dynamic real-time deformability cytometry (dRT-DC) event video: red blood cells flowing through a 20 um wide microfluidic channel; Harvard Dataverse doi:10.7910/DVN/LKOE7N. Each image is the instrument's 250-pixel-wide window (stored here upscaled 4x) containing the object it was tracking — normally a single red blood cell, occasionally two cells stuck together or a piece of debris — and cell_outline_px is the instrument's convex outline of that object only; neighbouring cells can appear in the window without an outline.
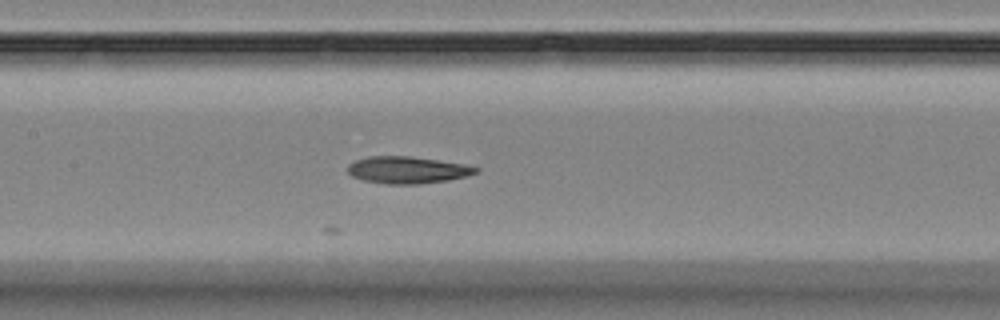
{"species": "Egyptian fruit bat (a non-hibernating species)", "species_latin": "Rousettus aegyptiacus", "temperature_condition": "room temperature", "stored_images_in_passage": 7, "camera_frame_rate_fps": 3000, "um_per_image_px": 0.085, "animal": {"sex": "female"}, "frame": {"image": 1, "passage_image": 6, "time_ms": 7.333, "image_size_px": [1000, 320], "cell_outline_px": [[480, 172], [468, 176], [448, 180], [420, 184], [388, 184], [364, 180], [352, 176], [348, 172], [348, 164], [356, 160], [368, 156], [408, 156], [464, 164], [480, 168]], "centroid_in_image_um": [34.66, 14.45], "position_along_channel_um": 172.7, "area_um2": 20.11}}